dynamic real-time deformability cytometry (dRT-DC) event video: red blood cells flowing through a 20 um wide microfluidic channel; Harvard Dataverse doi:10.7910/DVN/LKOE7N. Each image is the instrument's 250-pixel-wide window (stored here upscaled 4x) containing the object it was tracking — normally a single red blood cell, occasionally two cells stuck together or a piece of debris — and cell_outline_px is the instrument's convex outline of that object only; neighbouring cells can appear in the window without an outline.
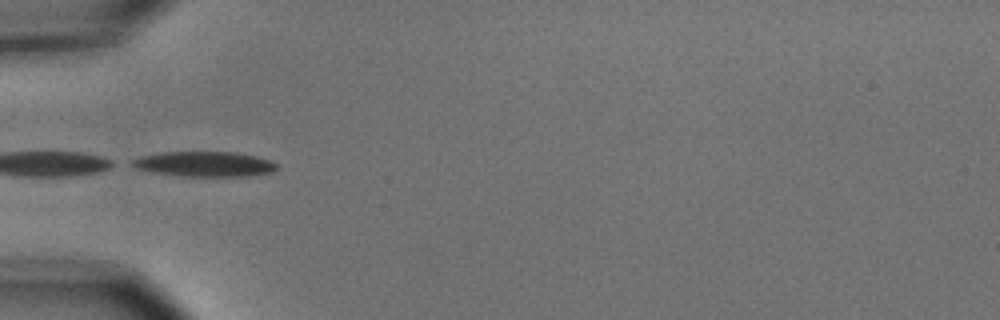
{"species": "common noctule bat (a hibernating species)", "species_latin": "Nyctalus noctula", "temperature_condition": "cold", "stored_images_in_passage": 3, "camera_frame_rate_fps": 3000, "um_per_image_px": 0.085, "animal": {"sex": "male", "body_mass_g": 15.6}, "frame": {"image": 1, "passage_image": 1, "time_ms": 0.0, "image_size_px": [1000, 320], "cell_outline_px": [[276, 168], [272, 172], [248, 176], [176, 176], [152, 172], [136, 168], [128, 164], [128, 160], [140, 156], [160, 152], [236, 152], [256, 156], [272, 160], [276, 164]], "centroid_in_image_um": [17.31, 13.94], "position_along_channel_um": 67.7, "area_um2": 21.44}}